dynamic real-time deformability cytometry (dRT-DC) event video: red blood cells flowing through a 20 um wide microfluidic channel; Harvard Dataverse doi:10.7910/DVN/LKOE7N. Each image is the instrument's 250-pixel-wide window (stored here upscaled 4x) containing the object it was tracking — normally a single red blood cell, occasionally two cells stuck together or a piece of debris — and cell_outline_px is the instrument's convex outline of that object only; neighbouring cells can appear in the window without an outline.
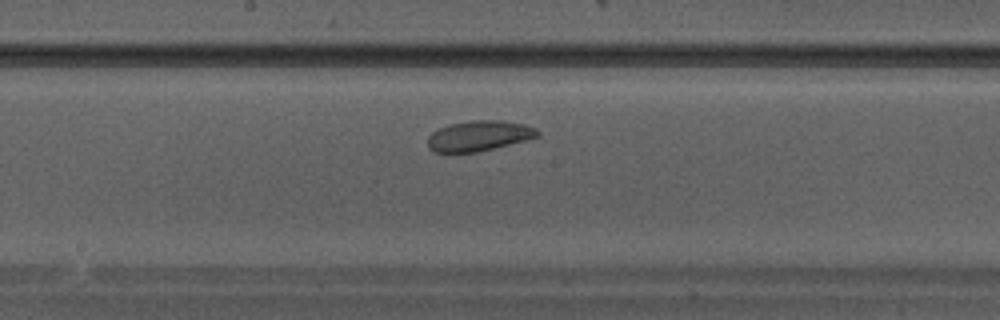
{"species": "Egyptian fruit bat (a non-hibernating species)", "species_latin": "Rousettus aegyptiacus", "temperature_condition": "warm", "stored_images_in_passage": 29, "camera_frame_rate_fps": 3000, "um_per_image_px": 0.085, "animal": {"sex": "male"}, "frame": {"image": 1, "passage_image": 13, "time_ms": 4.0, "image_size_px": [1000, 320], "cell_outline_px": [[540, 136], [528, 140], [476, 152], [432, 152], [428, 148], [428, 136], [432, 132], [448, 124], [472, 120], [504, 120], [524, 124], [536, 128], [540, 132]], "centroid_in_image_um": [40.73, 11.54], "position_along_channel_um": 207.5, "area_um2": 19.59}}